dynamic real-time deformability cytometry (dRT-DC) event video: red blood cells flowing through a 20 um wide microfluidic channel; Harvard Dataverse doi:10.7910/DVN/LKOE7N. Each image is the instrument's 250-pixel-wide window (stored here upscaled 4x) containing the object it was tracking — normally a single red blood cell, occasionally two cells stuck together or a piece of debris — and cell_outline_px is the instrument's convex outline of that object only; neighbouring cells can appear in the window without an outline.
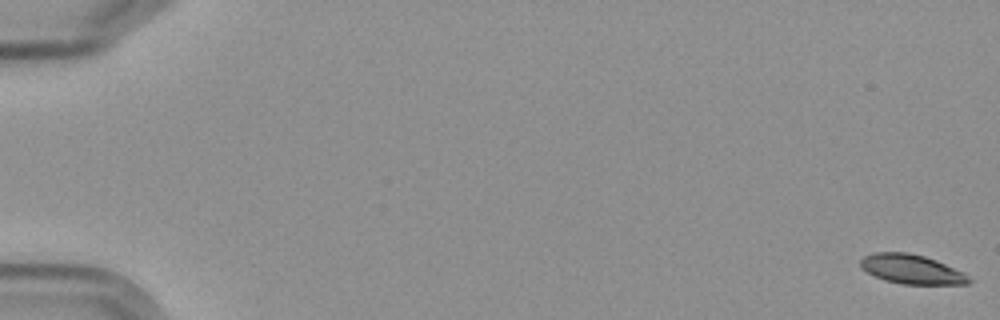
{"species": "Egyptian fruit bat (a non-hibernating species)", "species_latin": "Rousettus aegyptiacus", "temperature_condition": "cold", "stored_images_in_passage": 7, "camera_frame_rate_fps": 3000, "um_per_image_px": 0.085, "frame": {"image": 1, "passage_image": 1, "time_ms": 0.0, "image_size_px": [1000, 320], "cell_outline_px": [[972, 280], [968, 284], [904, 284], [884, 280], [860, 268], [860, 260], [864, 256], [876, 252], [908, 252], [924, 256], [936, 260], [964, 272]], "centroid_in_image_um": [77.49, 22.88], "position_along_channel_um": 7.5, "area_um2": 18.5}}